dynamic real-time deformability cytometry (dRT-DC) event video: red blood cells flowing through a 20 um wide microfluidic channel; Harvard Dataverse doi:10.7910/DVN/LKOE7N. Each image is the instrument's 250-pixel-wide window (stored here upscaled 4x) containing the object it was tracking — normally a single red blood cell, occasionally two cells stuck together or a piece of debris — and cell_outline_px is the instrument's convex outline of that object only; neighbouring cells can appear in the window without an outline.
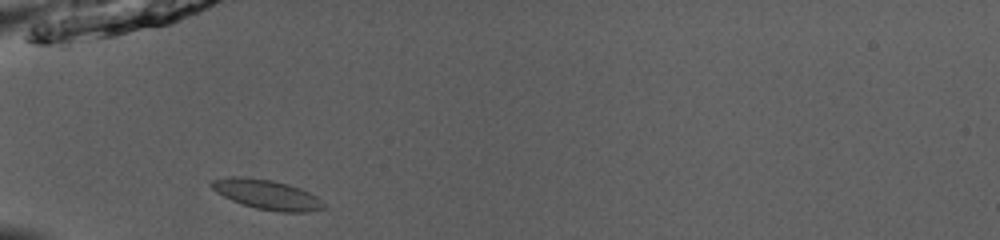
{"species": "common noctule bat (a hibernating species)", "species_latin": "Nyctalus noctula", "temperature_condition": "room temperature", "stored_images_in_passage": 23, "camera_frame_rate_fps": 3000, "um_per_image_px": 0.085, "animal": {"sex": "male", "body_mass_g": 13.0, "forearm_length_mm": 53.1}, "frame": {"image": 1, "passage_image": 1, "time_ms": 0.0, "image_size_px": [1000, 240], "cell_outline_px": [[324, 208], [304, 212], [276, 212], [256, 208], [232, 200], [216, 192], [208, 184], [212, 180], [228, 176], [244, 176], [272, 180], [288, 184], [300, 188], [316, 196], [324, 204]], "centroid_in_image_um": [22.64, 16.52], "position_along_channel_um": 62.4, "area_um2": 19.36}}
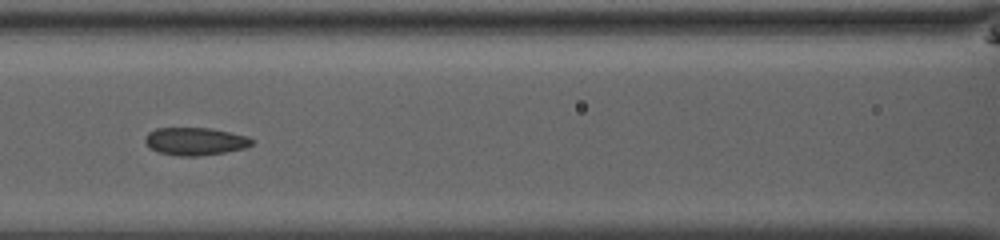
{"frame": {"image": 2, "passage_image": 8, "time_ms": 2.333, "image_size_px": [1000, 240], "cell_outline_px": [[256, 140], [252, 144], [244, 148], [224, 152], [200, 156], [180, 156], [160, 152], [152, 148], [144, 140], [148, 132], [156, 128], [208, 128], [248, 136]], "centroid_in_image_um": [16.62, 12.01], "position_along_channel_um": 150.0, "area_um2": 17.05}}
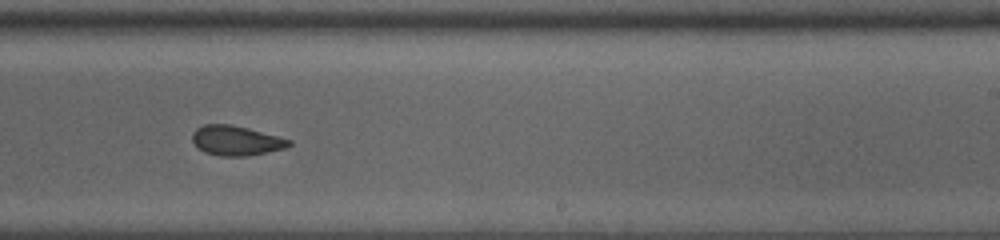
{"frame": {"image": 3, "passage_image": 17, "time_ms": 5.333, "image_size_px": [1000, 240], "cell_outline_px": [[292, 144], [284, 148], [248, 156], [220, 156], [204, 152], [192, 140], [192, 132], [196, 128], [204, 124], [228, 124], [248, 128], [292, 140]], "centroid_in_image_um": [20.06, 11.94], "position_along_channel_um": 268.9, "area_um2": 16.65}}